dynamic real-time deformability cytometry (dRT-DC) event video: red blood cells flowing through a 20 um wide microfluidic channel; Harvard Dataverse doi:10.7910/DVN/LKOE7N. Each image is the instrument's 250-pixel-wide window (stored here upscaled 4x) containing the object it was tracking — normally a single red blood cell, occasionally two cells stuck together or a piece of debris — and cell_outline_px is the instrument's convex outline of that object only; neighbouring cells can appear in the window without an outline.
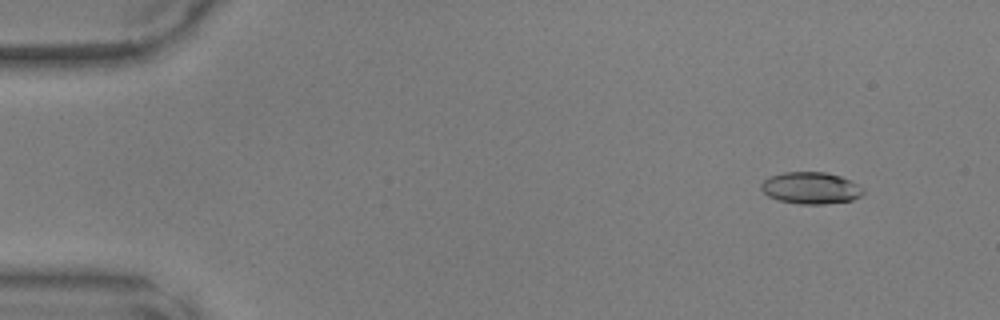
{"species": "common noctule bat (a hibernating species)", "species_latin": "Nyctalus noctula", "temperature_condition": "warm", "stored_images_in_passage": 48, "camera_frame_rate_fps": 3000, "um_per_image_px": 0.085, "animal": {"sex": "male", "body_mass_g": 17.9, "forearm_length_mm": 54.2}, "frame": {"image": 1, "passage_image": 4, "time_ms": 1.0, "image_size_px": [1000, 320], "cell_outline_px": [[864, 192], [860, 196], [852, 200], [824, 204], [800, 204], [780, 200], [768, 196], [760, 188], [760, 184], [768, 176], [784, 172], [824, 172], [840, 176], [864, 188]], "centroid_in_image_um": [68.89, 15.98], "position_along_channel_um": 16.1, "area_um2": 18.84}}
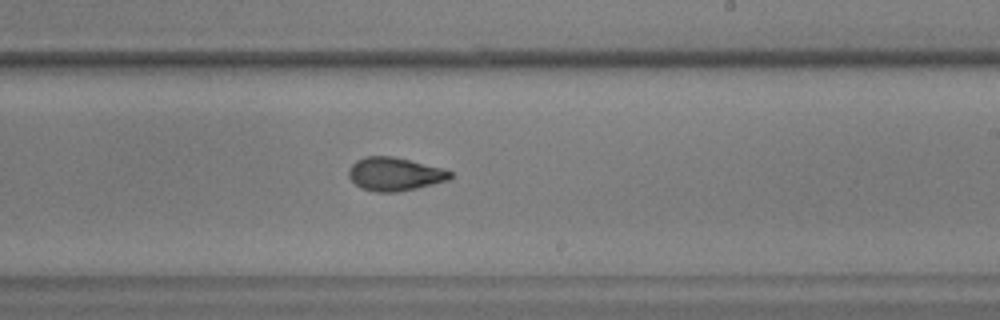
{"frame": {"image": 2, "passage_image": 29, "time_ms": 9.333, "image_size_px": [1000, 320], "cell_outline_px": [[452, 176], [448, 180], [416, 188], [396, 192], [376, 192], [360, 188], [348, 176], [348, 168], [356, 160], [364, 156], [392, 156], [444, 168], [452, 172]], "centroid_in_image_um": [33.53, 14.79], "position_along_channel_um": 255.5, "area_um2": 19.77}}
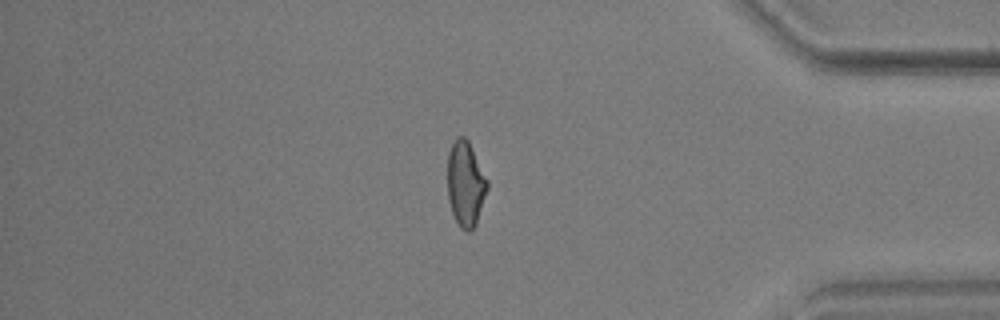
{"frame": {"image": 3, "passage_image": 41, "time_ms": 13.333, "image_size_px": [1000, 320], "cell_outline_px": [[488, 188], [476, 224], [472, 232], [464, 232], [460, 228], [452, 212], [448, 196], [448, 152], [456, 136], [464, 136], [468, 140], [488, 180]], "centroid_in_image_um": [39.58, 15.64], "position_along_channel_um": 395.6, "area_um2": 19.83}}